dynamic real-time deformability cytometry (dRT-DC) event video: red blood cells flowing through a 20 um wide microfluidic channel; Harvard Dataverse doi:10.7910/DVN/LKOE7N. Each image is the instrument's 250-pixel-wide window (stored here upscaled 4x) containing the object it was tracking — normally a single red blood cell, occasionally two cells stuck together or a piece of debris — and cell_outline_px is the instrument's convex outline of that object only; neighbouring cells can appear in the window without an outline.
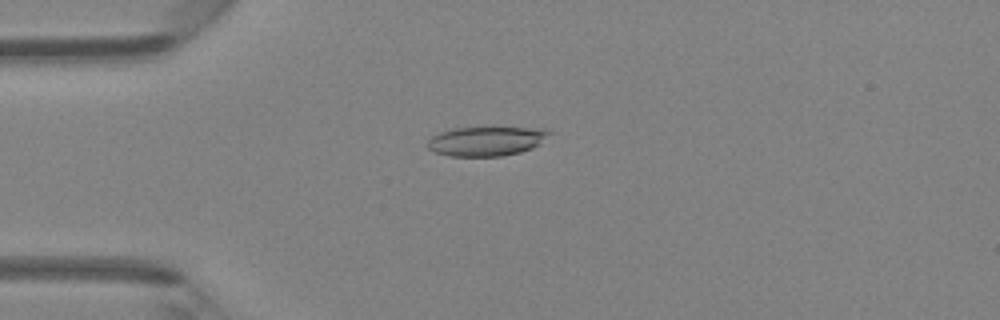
{"species": "Egyptian fruit bat (a non-hibernating species)", "species_latin": "Rousettus aegyptiacus", "temperature_condition": "room temperature", "stored_images_in_passage": 6, "camera_frame_rate_fps": 3000, "um_per_image_px": 0.085, "animal": {"sex": "female"}, "frame": {"image": 1, "passage_image": 4, "time_ms": 3.667, "image_size_px": [1000, 320], "cell_outline_px": [[552, 132], [540, 144], [532, 148], [520, 152], [500, 156], [448, 156], [436, 152], [428, 148], [428, 140], [432, 136], [440, 132], [452, 128], [544, 128]], "centroid_in_image_um": [41.34, 12.0], "position_along_channel_um": 43.7, "area_um2": 20.69}}
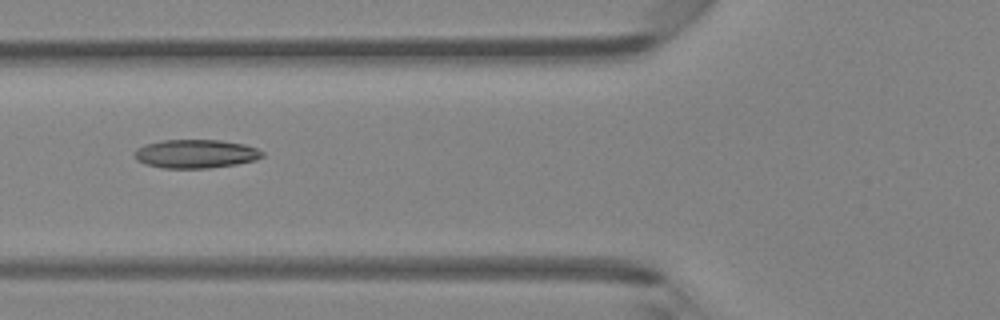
{"frame": {"image": 2, "passage_image": 6, "time_ms": 5.667, "image_size_px": [1000, 320], "cell_outline_px": [[264, 156], [256, 160], [236, 164], [208, 168], [160, 168], [144, 164], [136, 160], [136, 148], [144, 144], [164, 140], [220, 140], [244, 144], [256, 148], [264, 152]], "centroid_in_image_um": [16.63, 13.07], "position_along_channel_um": 109.2, "area_um2": 21.39}}